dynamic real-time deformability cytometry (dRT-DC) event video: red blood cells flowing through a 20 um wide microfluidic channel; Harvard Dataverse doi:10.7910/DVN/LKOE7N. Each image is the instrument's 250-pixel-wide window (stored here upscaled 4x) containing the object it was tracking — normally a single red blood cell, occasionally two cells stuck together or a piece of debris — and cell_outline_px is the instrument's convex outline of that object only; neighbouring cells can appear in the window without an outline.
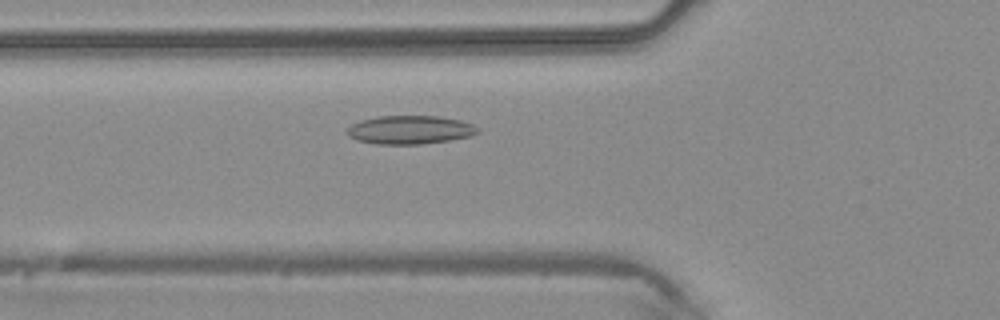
{"species": "common noctule bat (a hibernating species)", "species_latin": "Nyctalus noctula", "temperature_condition": "warm", "stored_images_in_passage": 32, "camera_frame_rate_fps": 3000, "um_per_image_px": 0.085, "animal": {"sex": "male", "body_mass_g": 20.4}, "frame": {"image": 1, "passage_image": 9, "time_ms": 2.667, "image_size_px": [1000, 320], "cell_outline_px": [[480, 132], [472, 136], [448, 140], [420, 144], [376, 144], [360, 140], [348, 136], [348, 128], [352, 124], [360, 120], [376, 116], [440, 116], [460, 120], [472, 124], [480, 128]], "centroid_in_image_um": [34.89, 11.02], "position_along_channel_um": 90.9, "area_um2": 21.68}}
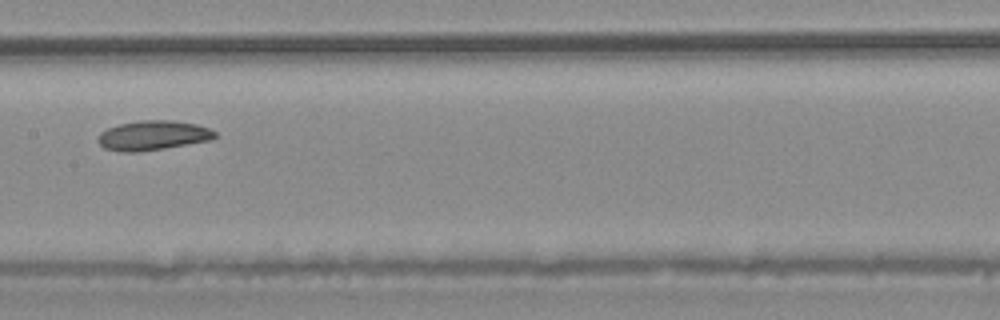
{"frame": {"image": 2, "passage_image": 16, "time_ms": 5.0, "image_size_px": [1000, 320], "cell_outline_px": [[216, 136], [212, 140], [164, 148], [136, 152], [120, 152], [104, 148], [96, 140], [100, 132], [108, 128], [120, 124], [140, 120], [172, 120], [196, 124], [208, 128], [216, 132]], "centroid_in_image_um": [12.98, 11.51], "position_along_channel_um": 194.4, "area_um2": 20.17}}
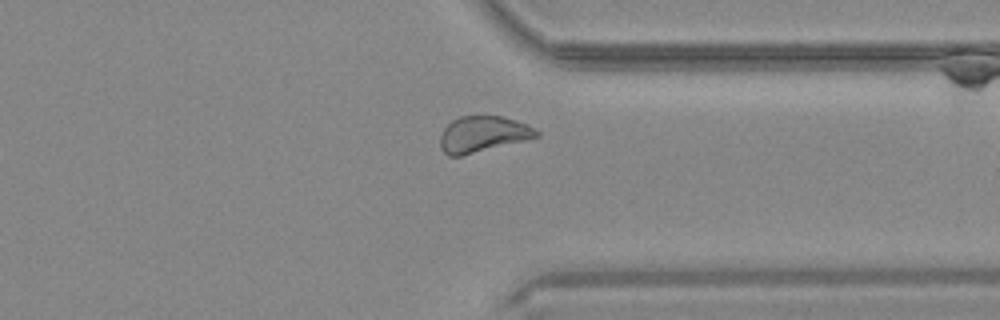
{"frame": {"image": 3, "passage_image": 28, "time_ms": 9.0, "image_size_px": [1000, 320], "cell_outline_px": [[540, 136], [528, 140], [460, 156], [448, 156], [440, 148], [440, 136], [444, 128], [452, 120], [460, 116], [500, 116], [516, 120], [540, 132]], "centroid_in_image_um": [41.03, 11.41], "position_along_channel_um": 370.4, "area_um2": 20.17}}